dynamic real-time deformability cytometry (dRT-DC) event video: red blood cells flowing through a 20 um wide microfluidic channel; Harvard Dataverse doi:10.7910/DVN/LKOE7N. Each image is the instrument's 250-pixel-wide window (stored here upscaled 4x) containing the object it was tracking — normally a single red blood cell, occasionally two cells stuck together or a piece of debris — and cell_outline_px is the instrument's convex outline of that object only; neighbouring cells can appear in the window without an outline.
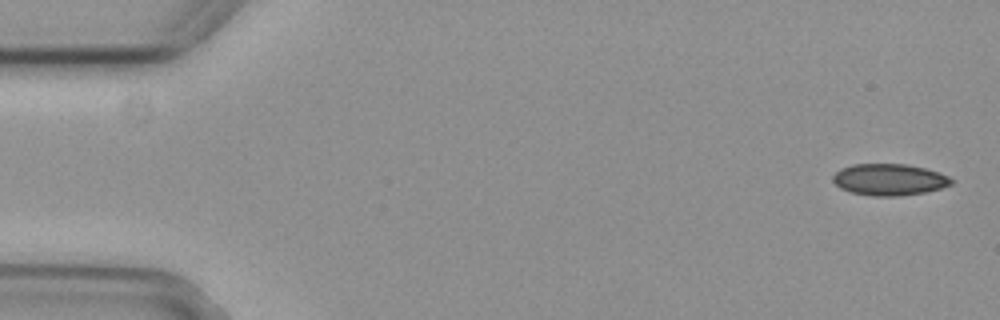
{"species": "common noctule bat (a hibernating species)", "species_latin": "Nyctalus noctula", "temperature_condition": "cold", "stored_images_in_passage": 5, "camera_frame_rate_fps": 3000, "um_per_image_px": 0.085, "animal": {"sex": "female", "body_mass_g": 29.2, "forearm_length_mm": 56.3}, "frame": {"image": 1, "passage_image": 1, "time_ms": 0.0, "image_size_px": [1000, 320], "cell_outline_px": [[952, 184], [940, 188], [924, 192], [900, 196], [872, 196], [852, 192], [840, 188], [832, 180], [832, 176], [840, 168], [852, 164], [908, 164], [940, 172], [948, 176], [952, 180]], "centroid_in_image_um": [75.57, 15.26], "position_along_channel_um": 9.4, "area_um2": 21.79}}
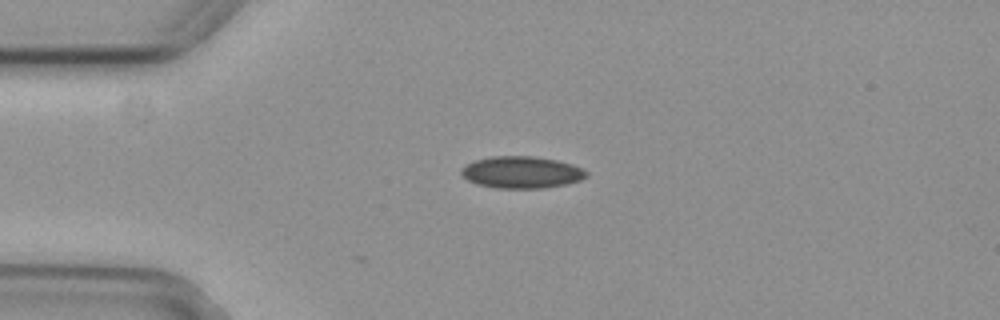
{"frame": {"image": 2, "passage_image": 4, "time_ms": 1.0, "image_size_px": [1000, 320], "cell_outline_px": [[588, 176], [580, 180], [568, 184], [544, 188], [496, 188], [480, 184], [468, 180], [460, 172], [468, 164], [476, 160], [492, 156], [536, 156], [556, 160], [572, 164], [588, 172]], "centroid_in_image_um": [44.39, 14.64], "position_along_channel_um": 40.6, "area_um2": 23.06}}